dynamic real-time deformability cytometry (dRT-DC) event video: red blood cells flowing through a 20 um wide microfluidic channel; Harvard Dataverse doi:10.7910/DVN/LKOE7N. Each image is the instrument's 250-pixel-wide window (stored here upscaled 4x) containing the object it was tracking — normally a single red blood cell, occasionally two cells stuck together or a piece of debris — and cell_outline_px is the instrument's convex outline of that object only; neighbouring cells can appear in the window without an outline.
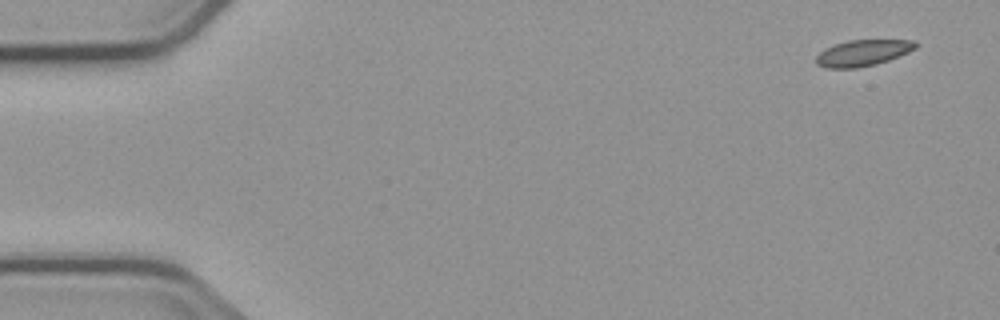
{"species": "common noctule bat (a hibernating species)", "species_latin": "Nyctalus noctula", "temperature_condition": "cold", "stored_images_in_passage": 4, "camera_frame_rate_fps": 3000, "um_per_image_px": 0.085, "animal": {"sex": "male", "body_mass_g": 23.1, "forearm_length_mm": 52.7}, "frame": {"image": 1, "passage_image": 1, "time_ms": 0.0, "image_size_px": [1000, 320], "cell_outline_px": [[920, 44], [916, 48], [908, 52], [888, 60], [876, 64], [856, 68], [828, 68], [816, 64], [816, 56], [824, 48], [848, 40], [916, 40]], "centroid_in_image_um": [73.36, 4.49], "position_along_channel_um": 11.6, "area_um2": 15.2}}
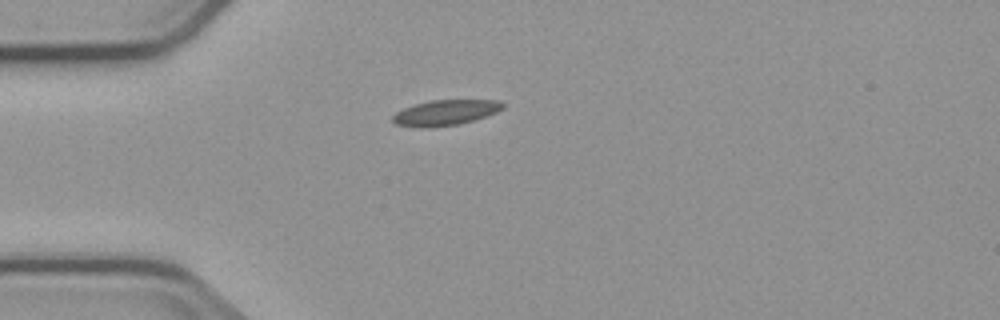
{"frame": {"image": 2, "passage_image": 4, "time_ms": 4.0, "image_size_px": [1000, 320], "cell_outline_px": [[504, 108], [496, 112], [460, 124], [428, 128], [424, 128], [396, 124], [392, 120], [392, 116], [396, 112], [404, 108], [428, 100], [500, 100], [504, 104]], "centroid_in_image_um": [37.85, 9.57], "position_along_channel_um": 47.2, "area_um2": 16.24}}